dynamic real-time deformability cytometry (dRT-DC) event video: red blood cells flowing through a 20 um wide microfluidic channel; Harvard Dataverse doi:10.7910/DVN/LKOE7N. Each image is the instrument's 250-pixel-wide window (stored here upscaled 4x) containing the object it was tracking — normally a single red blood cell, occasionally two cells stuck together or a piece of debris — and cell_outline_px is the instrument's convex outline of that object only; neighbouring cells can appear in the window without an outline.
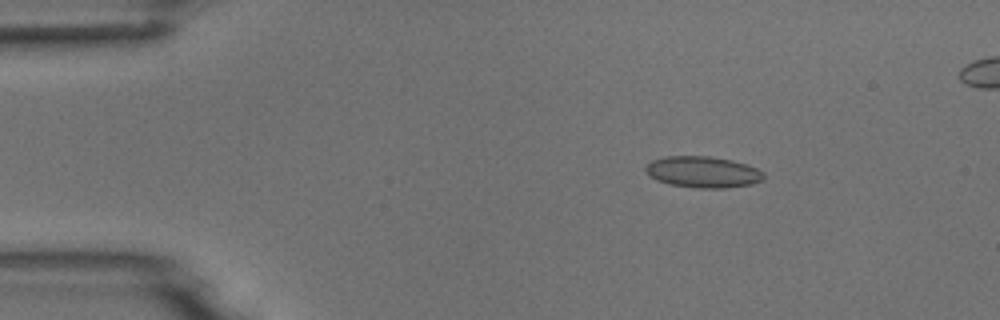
{"species": "common noctule bat (a hibernating species)", "species_latin": "Nyctalus noctula", "temperature_condition": "room temperature", "stored_images_in_passage": 5, "camera_frame_rate_fps": 3000, "um_per_image_px": 0.085, "animal": {"sex": "male", "body_mass_g": 18.8}, "frame": {"image": 1, "passage_image": 2, "time_ms": 1.0, "image_size_px": [1000, 320], "cell_outline_px": [[764, 180], [752, 184], [724, 188], [696, 188], [668, 184], [656, 180], [644, 168], [652, 160], [668, 156], [712, 156], [732, 160], [756, 168], [764, 172]], "centroid_in_image_um": [59.77, 14.62], "position_along_channel_um": 25.2, "area_um2": 21.5}}